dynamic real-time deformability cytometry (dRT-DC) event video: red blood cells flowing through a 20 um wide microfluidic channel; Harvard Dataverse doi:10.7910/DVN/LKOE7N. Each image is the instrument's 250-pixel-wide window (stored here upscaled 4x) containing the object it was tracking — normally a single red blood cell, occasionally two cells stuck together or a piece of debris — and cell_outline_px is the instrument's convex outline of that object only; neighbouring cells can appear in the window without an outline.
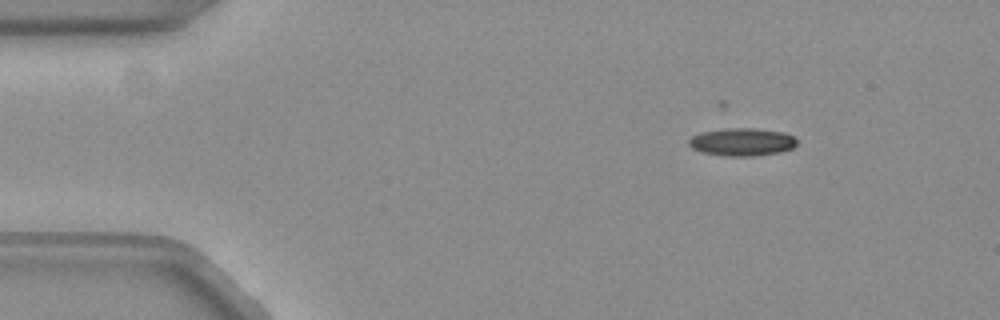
{"species": "common noctule bat (a hibernating species)", "species_latin": "Nyctalus noctula", "temperature_condition": "warm", "stored_images_in_passage": 53, "camera_frame_rate_fps": 3000, "um_per_image_px": 0.085, "animal": {"sex": "female", "body_mass_g": 19.3, "forearm_length_mm": 54.1}, "frame": {"image": 1, "passage_image": 7, "time_ms": 2.0, "image_size_px": [1000, 320], "cell_outline_px": [[796, 144], [792, 148], [776, 152], [748, 156], [728, 156], [704, 152], [692, 148], [688, 144], [688, 140], [692, 136], [700, 132], [732, 128], [752, 128], [784, 132], [792, 136], [796, 140]], "centroid_in_image_um": [63.04, 12.05], "position_along_channel_um": 22.0, "area_um2": 17.11}}
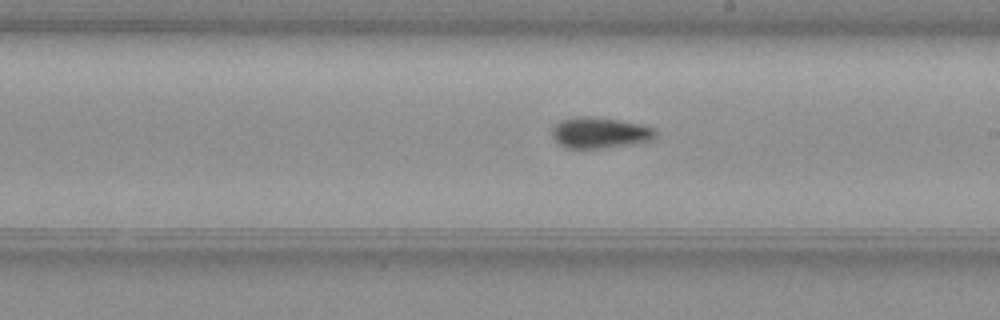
{"frame": {"image": 2, "passage_image": 30, "time_ms": 9.667, "image_size_px": [1000, 320], "cell_outline_px": [[656, 136], [648, 140], [628, 144], [600, 148], [564, 148], [552, 136], [552, 128], [560, 120], [576, 116], [592, 116], [620, 120], [640, 124], [656, 128]], "centroid_in_image_um": [50.95, 11.26], "position_along_channel_um": 238.1, "area_um2": 18.55}}
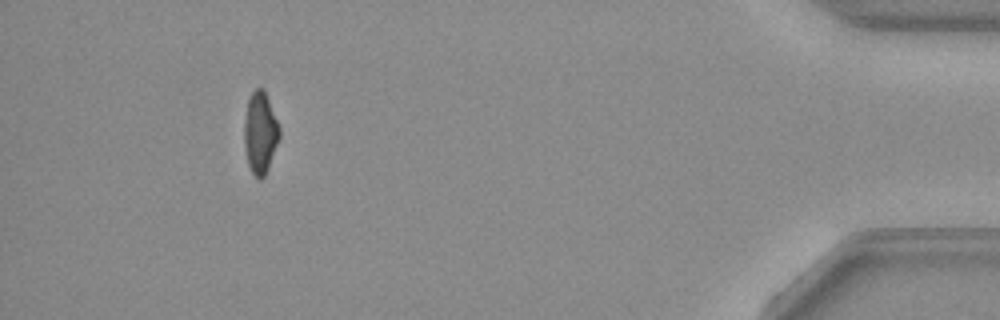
{"frame": {"image": 3, "passage_image": 49, "time_ms": 16.0, "image_size_px": [1000, 320], "cell_outline_px": [[280, 136], [268, 168], [264, 176], [260, 180], [252, 172], [248, 164], [244, 144], [244, 120], [248, 100], [252, 92], [256, 88], [264, 88], [280, 128]], "centroid_in_image_um": [22.11, 11.26], "position_along_channel_um": 413.1, "area_um2": 16.65}, "authors_computed_cell_mechanics": {"area_um2": 17.9758, "velocity_mm_per_s": 3.8346, "shape_relaxation_time_tau1_ms": 6.3371, "shape_relaxation_time_tau2_ms": null, "deformation_change_tau1": 0.2076, "deformation_change_tau2": null}}